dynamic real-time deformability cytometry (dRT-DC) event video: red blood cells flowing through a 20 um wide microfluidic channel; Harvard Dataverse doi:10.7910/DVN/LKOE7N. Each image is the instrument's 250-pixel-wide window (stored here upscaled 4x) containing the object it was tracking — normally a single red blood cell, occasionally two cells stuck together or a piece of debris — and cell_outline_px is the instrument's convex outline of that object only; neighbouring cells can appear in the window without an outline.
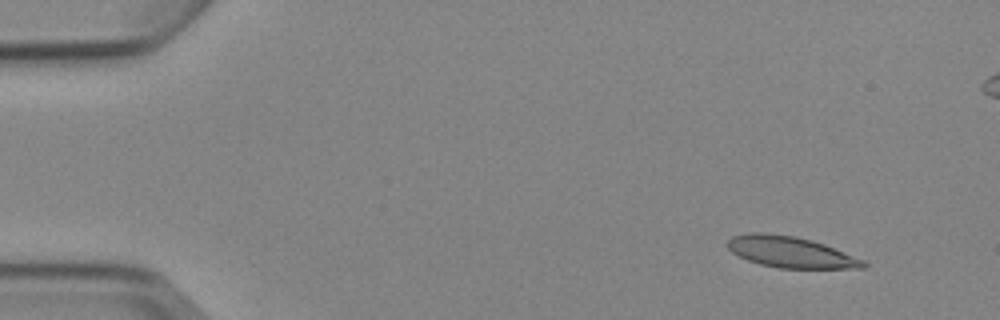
{"species": "Egyptian fruit bat (a non-hibernating species)", "species_latin": "Rousettus aegyptiacus", "temperature_condition": "cold", "stored_images_in_passage": 5, "camera_frame_rate_fps": 3000, "um_per_image_px": 0.085, "animal": {"sex": "female"}, "frame": {"image": 1, "passage_image": 1, "time_ms": 0.0, "image_size_px": [1000, 320], "cell_outline_px": [[868, 264], [864, 268], [780, 268], [760, 264], [748, 260], [732, 252], [728, 248], [728, 240], [732, 236], [752, 232], [764, 232], [796, 236], [812, 240], [824, 244], [864, 260]], "centroid_in_image_um": [67.2, 21.42], "position_along_channel_um": 17.8, "area_um2": 24.51}}